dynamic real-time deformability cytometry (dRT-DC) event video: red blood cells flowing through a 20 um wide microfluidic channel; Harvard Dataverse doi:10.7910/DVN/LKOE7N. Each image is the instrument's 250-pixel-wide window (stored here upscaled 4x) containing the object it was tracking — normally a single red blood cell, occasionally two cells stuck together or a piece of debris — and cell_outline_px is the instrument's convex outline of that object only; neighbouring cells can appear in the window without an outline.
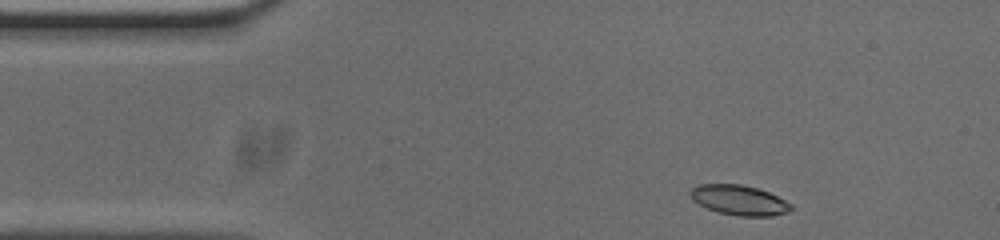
{"species": "common noctule bat (a hibernating species)", "species_latin": "Nyctalus noctula", "temperature_condition": "cold", "stored_images_in_passage": 47, "camera_frame_rate_fps": 3000, "um_per_image_px": 0.085, "animal": {"sex": "male", "body_mass_g": 20.0, "forearm_length_mm": 53.3}, "frame": {"image": 1, "passage_image": 1, "time_ms": 0.0, "image_size_px": [1000, 240], "cell_outline_px": [[792, 208], [788, 212], [772, 216], [740, 216], [720, 212], [708, 208], [692, 200], [692, 188], [700, 184], [740, 184], [756, 188], [768, 192], [792, 204]], "centroid_in_image_um": [62.86, 17.01], "position_along_channel_um": 22.1, "area_um2": 17.22}}
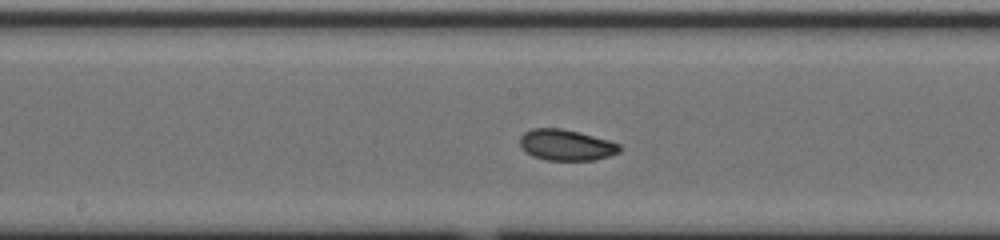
{"frame": {"image": 2, "passage_image": 20, "time_ms": 6.333, "image_size_px": [1000, 240], "cell_outline_px": [[620, 152], [596, 160], [548, 160], [532, 156], [520, 144], [520, 136], [524, 132], [532, 128], [560, 128], [608, 140], [620, 144]], "centroid_in_image_um": [48.12, 12.33], "position_along_channel_um": 200.1, "area_um2": 17.74}}
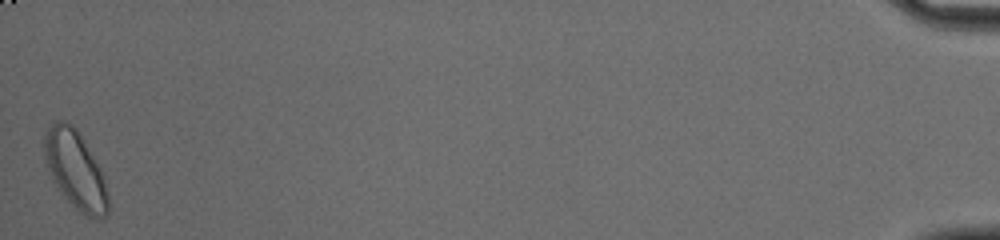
{"frame": {"image": 3, "passage_image": 47, "time_ms": 15.333, "image_size_px": [1000, 240], "cell_outline_px": [[108, 212], [104, 220], [92, 220], [80, 212], [68, 200], [52, 180], [40, 144], [44, 132], [56, 120], [64, 120], [72, 124], [76, 128], [100, 168], [104, 176], [108, 192]], "centroid_in_image_um": [6.4, 14.44], "position_along_channel_um": 428.8, "area_um2": 29.42}, "authors_computed_cell_mechanics": {"area_um2": 17.9758, "velocity_mm_per_s": 3.7367, "shape_relaxation_time_tau1_ms": 2.9619, "shape_relaxation_time_tau2_ms": 3.2177, "deformation_change_tau1": 0.1207, "deformation_change_tau2": 0.0687}}